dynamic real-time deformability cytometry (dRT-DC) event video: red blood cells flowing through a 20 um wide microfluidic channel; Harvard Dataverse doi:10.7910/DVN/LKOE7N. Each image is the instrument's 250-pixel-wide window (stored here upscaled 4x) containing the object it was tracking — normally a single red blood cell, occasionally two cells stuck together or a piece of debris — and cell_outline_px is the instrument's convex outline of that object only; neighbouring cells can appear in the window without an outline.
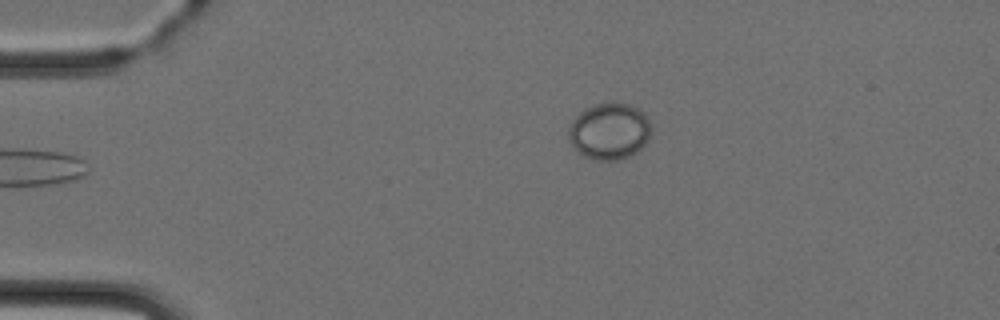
{"species": "Egyptian fruit bat (a non-hibernating species)", "species_latin": "Rousettus aegyptiacus", "temperature_condition": "cold", "stored_images_in_passage": 2, "camera_frame_rate_fps": 3000, "um_per_image_px": 0.085, "animal": {"sex": "female"}, "frame": {"image": 1, "passage_image": 2, "time_ms": 1.333, "image_size_px": [1000, 320], "cell_outline_px": [[648, 140], [636, 152], [620, 160], [596, 160], [584, 156], [568, 140], [568, 128], [572, 120], [584, 108], [592, 104], [612, 100], [628, 104], [644, 112], [648, 116]], "centroid_in_image_um": [51.76, 11.11], "position_along_channel_um": 33.2, "area_um2": 27.34}}